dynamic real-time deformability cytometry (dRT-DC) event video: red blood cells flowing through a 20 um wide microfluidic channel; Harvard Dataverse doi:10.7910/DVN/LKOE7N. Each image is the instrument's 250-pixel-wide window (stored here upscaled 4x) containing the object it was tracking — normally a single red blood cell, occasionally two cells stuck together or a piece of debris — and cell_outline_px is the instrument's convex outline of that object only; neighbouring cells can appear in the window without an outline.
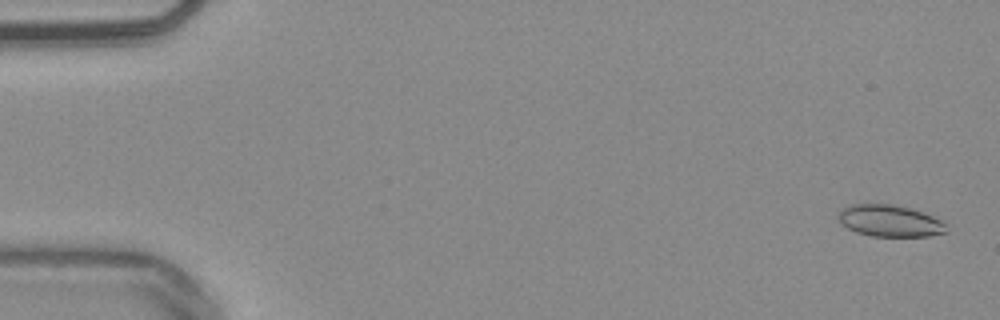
{"species": "common noctule bat (a hibernating species)", "species_latin": "Nyctalus noctula", "temperature_condition": "warm", "stored_images_in_passage": 53, "camera_frame_rate_fps": 3000, "um_per_image_px": 0.085, "animal": {"sex": "male", "body_mass_g": 20.4}, "frame": {"image": 1, "passage_image": 2, "time_ms": 0.333, "image_size_px": [1000, 320], "cell_outline_px": [[948, 232], [928, 236], [872, 236], [856, 232], [840, 224], [836, 216], [844, 208], [852, 204], [892, 204], [908, 208], [932, 216], [940, 220], [944, 224]], "centroid_in_image_um": [75.59, 18.78], "position_along_channel_um": 9.4, "area_um2": 19.77}}
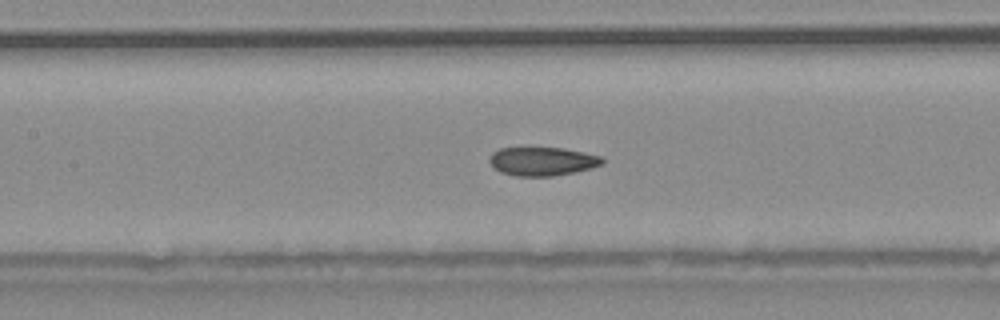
{"frame": {"image": 2, "passage_image": 25, "time_ms": 8.0, "image_size_px": [1000, 320], "cell_outline_px": [[604, 164], [592, 168], [576, 172], [552, 176], [516, 176], [500, 172], [488, 160], [492, 152], [500, 148], [564, 148], [600, 156], [604, 160]], "centroid_in_image_um": [46.11, 13.72], "position_along_channel_um": 161.3, "area_um2": 18.79}}
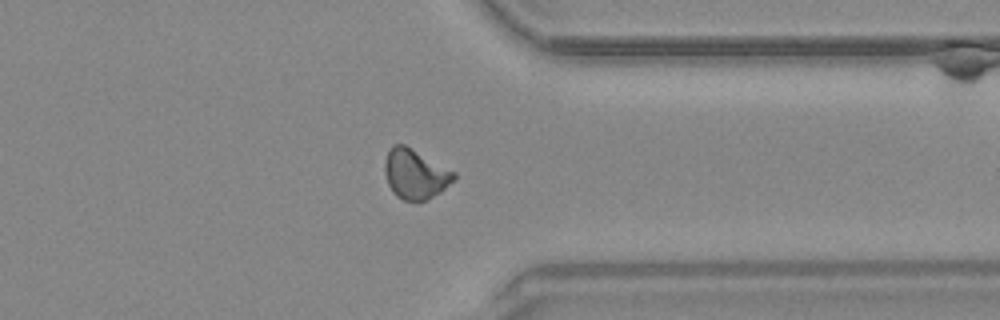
{"frame": {"image": 3, "passage_image": 42, "time_ms": 13.667, "image_size_px": [1000, 320], "cell_outline_px": [[456, 180], [440, 192], [424, 200], [404, 200], [396, 196], [392, 192], [388, 184], [384, 172], [384, 164], [388, 152], [392, 144], [404, 144], [456, 172]], "centroid_in_image_um": [35.29, 14.79], "position_along_channel_um": 376.1, "area_um2": 20.0}, "authors_computed_cell_mechanics": {"area_um2": 19.5364, "velocity_mm_per_s": 3.8466, "shape_relaxation_time_tau1_ms": null, "shape_relaxation_time_tau2_ms": 2.2685, "deformation_change_tau1": null, "deformation_change_tau2": 0.0637}}